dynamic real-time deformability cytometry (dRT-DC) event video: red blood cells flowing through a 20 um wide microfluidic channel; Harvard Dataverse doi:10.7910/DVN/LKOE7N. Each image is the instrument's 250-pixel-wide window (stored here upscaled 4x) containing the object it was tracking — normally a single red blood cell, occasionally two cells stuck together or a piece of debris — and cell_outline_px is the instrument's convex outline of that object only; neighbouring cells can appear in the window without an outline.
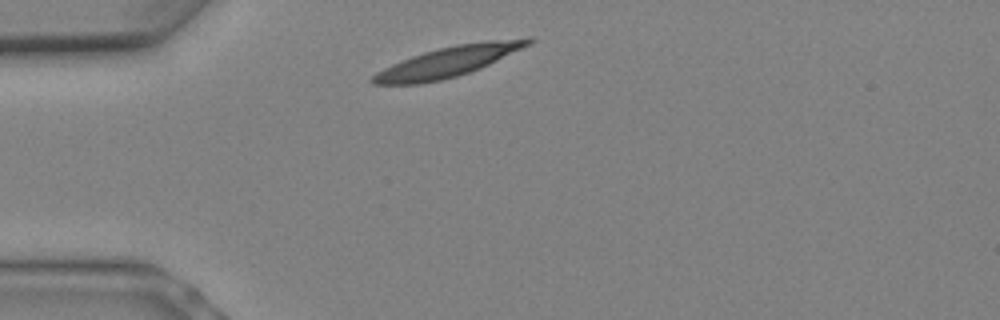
{"species": "Egyptian fruit bat (a non-hibernating species)", "species_latin": "Rousettus aegyptiacus", "temperature_condition": "warm", "stored_images_in_passage": 6, "camera_frame_rate_fps": 3000, "um_per_image_px": 0.085, "animal": {"sex": "female"}, "frame": {"image": 1, "passage_image": 1, "time_ms": 0.0, "image_size_px": [1000, 320], "cell_outline_px": [[536, 40], [480, 68], [456, 76], [440, 80], [420, 84], [372, 84], [368, 80], [376, 72], [392, 64], [412, 56], [424, 52], [456, 44], [484, 40], [528, 36], [532, 36]], "centroid_in_image_um": [38.09, 5.22], "position_along_channel_um": 46.9, "area_um2": 27.28}}
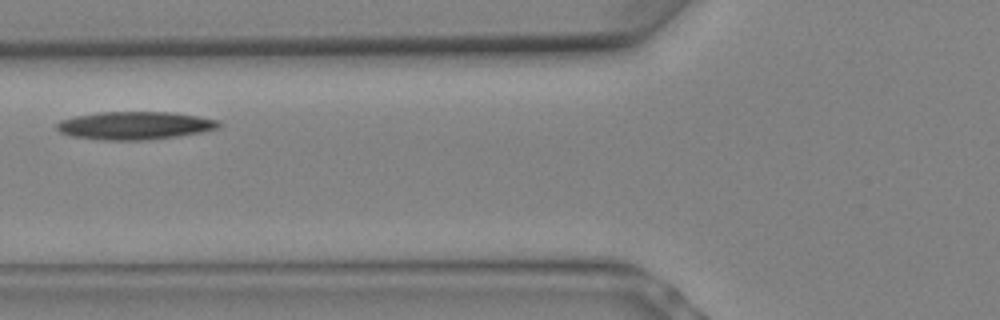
{"frame": {"image": 2, "passage_image": 4, "time_ms": 1.0, "image_size_px": [1000, 320], "cell_outline_px": [[224, 124], [220, 128], [200, 132], [176, 136], [148, 140], [100, 140], [72, 136], [60, 132], [56, 128], [56, 124], [60, 120], [76, 116], [100, 112], [172, 112], [220, 120]], "centroid_in_image_um": [11.48, 10.67], "position_along_channel_um": 114.3, "area_um2": 26.47}}